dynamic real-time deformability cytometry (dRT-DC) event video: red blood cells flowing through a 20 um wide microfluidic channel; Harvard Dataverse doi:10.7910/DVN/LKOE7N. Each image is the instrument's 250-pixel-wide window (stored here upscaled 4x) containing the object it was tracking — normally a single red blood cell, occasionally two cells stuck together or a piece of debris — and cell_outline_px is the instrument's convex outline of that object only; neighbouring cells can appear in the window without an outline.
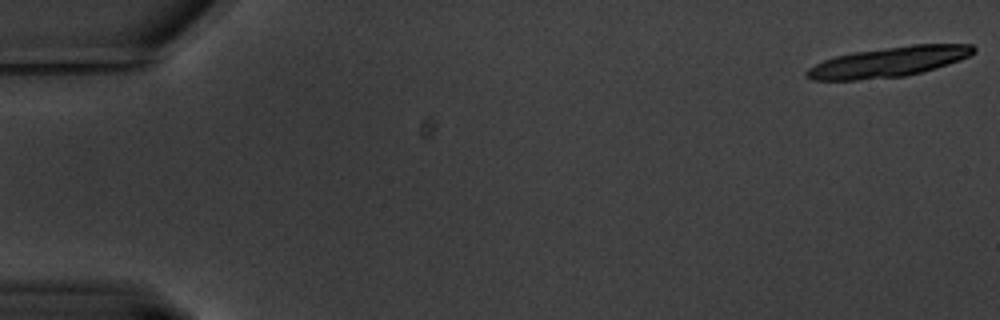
{"species": "common noctule bat (a hibernating species)", "species_latin": "Nyctalus noctula", "temperature_condition": "warm", "stored_images_in_passage": 26, "segment_of_instrument_passage": [1, 2], "camera_frame_rate_fps": 3000, "um_per_image_px": 0.085, "animal": {"sex": "male", "body_mass_g": 20.1, "forearm_length_mm": 53.5}, "frame": {"image": 1, "passage_image": 1, "time_ms": 0.0, "image_size_px": [1000, 320], "cell_outline_px": [[976, 52], [968, 56], [948, 64], [936, 68], [904, 76], [856, 80], [812, 80], [804, 76], [804, 72], [808, 68], [824, 60], [836, 56], [852, 52], [912, 44], [972, 44], [976, 48]], "centroid_in_image_um": [75.52, 5.26], "position_along_channel_um": 9.5, "area_um2": 29.25}}